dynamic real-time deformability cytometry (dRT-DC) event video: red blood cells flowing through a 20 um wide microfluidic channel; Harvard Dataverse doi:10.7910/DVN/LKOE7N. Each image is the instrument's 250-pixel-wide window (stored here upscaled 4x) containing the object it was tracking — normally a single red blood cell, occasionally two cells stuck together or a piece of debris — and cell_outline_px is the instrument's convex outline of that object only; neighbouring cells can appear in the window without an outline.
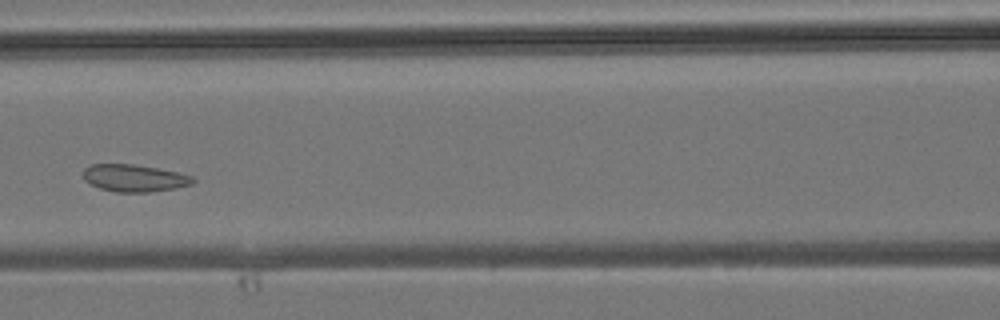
{"species": "common noctule bat (a hibernating species)", "species_latin": "Nyctalus noctula", "temperature_condition": "room temperature", "stored_images_in_passage": 36, "camera_frame_rate_fps": 3000, "um_per_image_px": 0.085, "animal": {"sex": "male", "body_mass_g": 19.2, "forearm_length_mm": 51.8}, "frame": {"image": 1, "passage_image": 12, "time_ms": 3.667, "image_size_px": [1000, 320], "cell_outline_px": [[196, 180], [192, 184], [176, 188], [148, 192], [116, 192], [100, 188], [88, 184], [84, 180], [84, 168], [92, 164], [132, 164], [156, 168], [176, 172], [192, 176]], "centroid_in_image_um": [11.39, 15.14], "position_along_channel_um": 155.2, "area_um2": 17.34}}
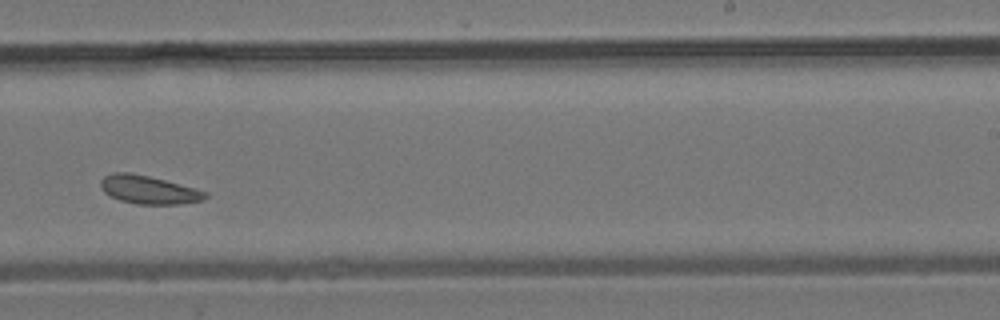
{"frame": {"image": 2, "passage_image": 20, "time_ms": 6.333, "image_size_px": [1000, 320], "cell_outline_px": [[208, 196], [204, 200], [184, 204], [136, 204], [120, 200], [104, 192], [100, 184], [100, 180], [104, 176], [112, 172], [128, 172], [148, 176], [164, 180], [208, 192]], "centroid_in_image_um": [12.64, 16.13], "position_along_channel_um": 276.4, "area_um2": 17.17}}
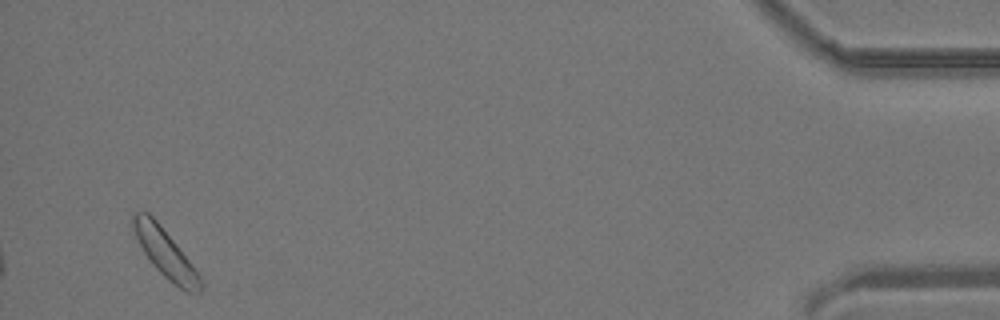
{"frame": {"image": 3, "passage_image": 35, "time_ms": 11.333, "image_size_px": [1000, 320], "cell_outline_px": [[204, 288], [200, 292], [188, 292], [180, 288], [168, 280], [152, 264], [144, 252], [136, 236], [132, 224], [132, 216], [136, 212], [148, 212], [160, 224], [192, 264], [200, 276]], "centroid_in_image_um": [14.07, 21.54], "position_along_channel_um": 421.1, "area_um2": 18.55}}